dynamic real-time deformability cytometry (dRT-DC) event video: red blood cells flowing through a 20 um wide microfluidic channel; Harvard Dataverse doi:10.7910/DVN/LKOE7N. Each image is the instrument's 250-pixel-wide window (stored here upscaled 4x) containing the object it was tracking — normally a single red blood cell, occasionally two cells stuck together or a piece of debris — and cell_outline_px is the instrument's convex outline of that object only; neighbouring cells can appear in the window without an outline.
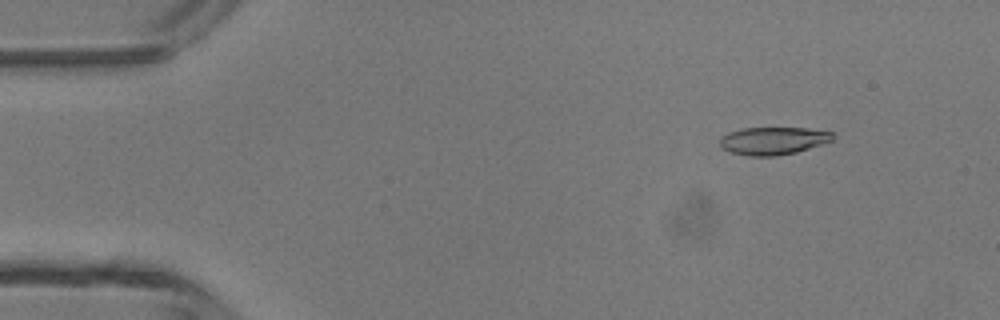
{"species": "common noctule bat (a hibernating species)", "species_latin": "Nyctalus noctula", "temperature_condition": "room temperature", "stored_images_in_passage": 43, "camera_frame_rate_fps": 3000, "um_per_image_px": 0.085, "animal": {"sex": "male", "body_mass_g": 13.3}, "frame": {"image": 1, "passage_image": 2, "time_ms": 0.333, "image_size_px": [1000, 320], "cell_outline_px": [[836, 136], [832, 140], [796, 152], [776, 156], [748, 156], [728, 152], [720, 148], [720, 136], [728, 132], [744, 128], [808, 128], [832, 132]], "centroid_in_image_um": [65.66, 11.97], "position_along_channel_um": 19.3, "area_um2": 18.32}}
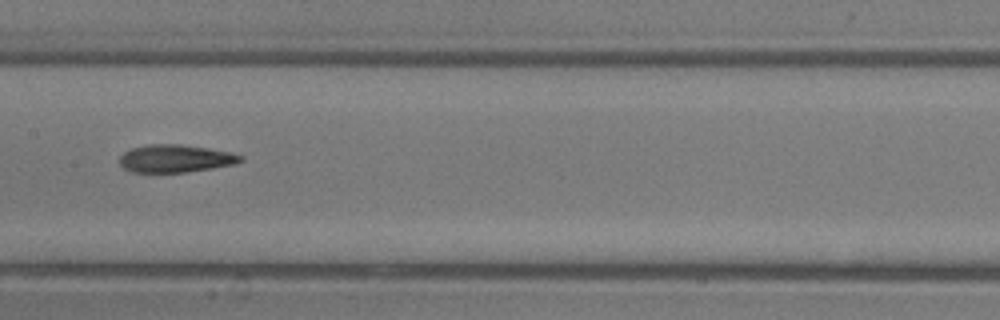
{"frame": {"image": 2, "passage_image": 20, "time_ms": 6.333, "image_size_px": [1000, 320], "cell_outline_px": [[244, 160], [232, 164], [212, 168], [184, 172], [132, 172], [124, 168], [120, 164], [120, 156], [124, 152], [132, 148], [148, 144], [180, 144], [208, 148], [232, 152], [244, 156]], "centroid_in_image_um": [14.92, 13.46], "position_along_channel_um": 192.5, "area_um2": 19.48}}
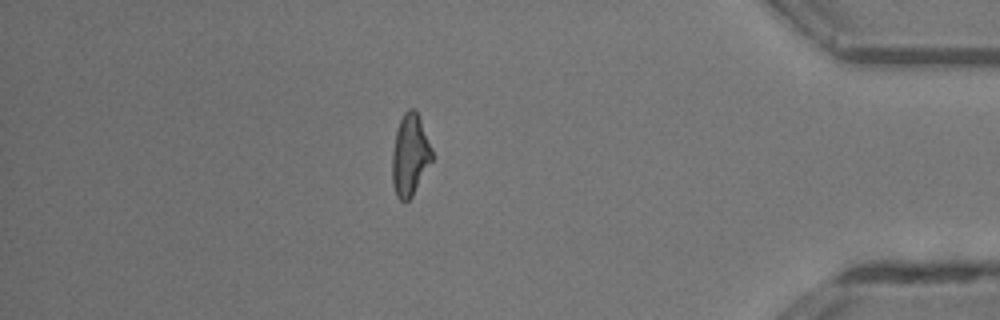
{"frame": {"image": 3, "passage_image": 37, "time_ms": 12.0, "image_size_px": [1000, 320], "cell_outline_px": [[432, 160], [412, 196], [408, 200], [400, 200], [396, 196], [392, 180], [392, 152], [396, 132], [400, 120], [404, 112], [408, 108], [416, 108], [432, 148]], "centroid_in_image_um": [34.84, 13.15], "position_along_channel_um": 400.4, "area_um2": 18.84}, "authors_computed_cell_mechanics": {"area_um2": 19.3052, "velocity_mm_per_s": 4.3948, "shape_relaxation_time_tau1_ms": 5.6054, "shape_relaxation_time_tau2_ms": 5.038, "deformation_change_tau1": 0.2052, "deformation_change_tau2": 0.18}}